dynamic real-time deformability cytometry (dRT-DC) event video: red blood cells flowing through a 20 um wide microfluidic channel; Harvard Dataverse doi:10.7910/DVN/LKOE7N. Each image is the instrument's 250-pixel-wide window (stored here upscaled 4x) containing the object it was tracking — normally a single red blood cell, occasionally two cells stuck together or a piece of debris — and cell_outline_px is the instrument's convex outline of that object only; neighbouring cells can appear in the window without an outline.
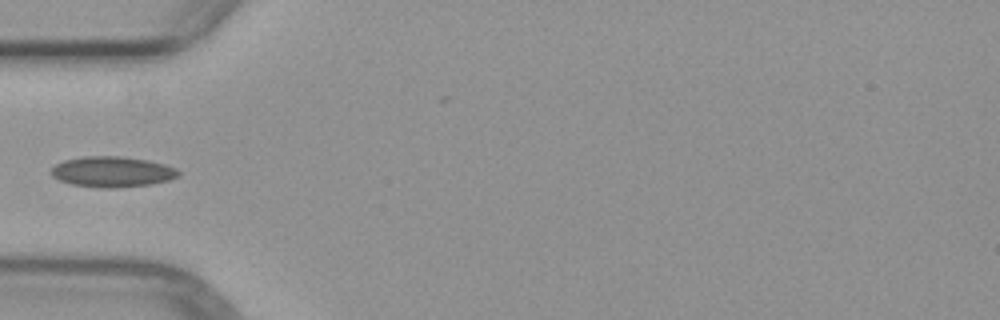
{"species": "common noctule bat (a hibernating species)", "species_latin": "Nyctalus noctula", "temperature_condition": "warm", "stored_images_in_passage": 4, "camera_frame_rate_fps": 3000, "um_per_image_px": 0.085, "animal": {"sex": "female", "body_mass_g": 29.2, "forearm_length_mm": 56.3}, "frame": {"image": 1, "passage_image": 3, "time_ms": 3.333, "image_size_px": [1000, 320], "cell_outline_px": [[180, 176], [168, 180], [152, 184], [116, 188], [104, 188], [72, 184], [60, 180], [52, 176], [48, 172], [56, 164], [64, 160], [84, 156], [120, 156], [148, 160], [164, 164], [176, 168], [180, 172]], "centroid_in_image_um": [9.55, 14.6], "position_along_channel_um": 75.5, "area_um2": 22.77}}
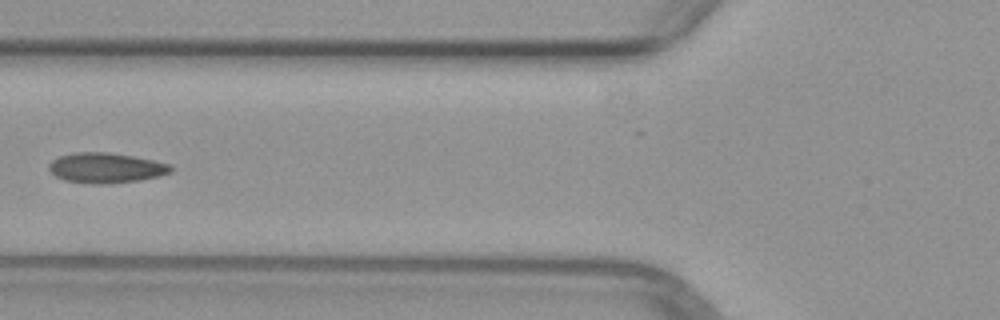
{"frame": {"image": 2, "passage_image": 4, "time_ms": 4.333, "image_size_px": [1000, 320], "cell_outline_px": [[172, 172], [160, 176], [140, 180], [112, 184], [92, 184], [64, 180], [56, 176], [48, 168], [48, 164], [52, 160], [60, 156], [76, 152], [108, 152], [132, 156], [152, 160], [168, 164], [172, 168]], "centroid_in_image_um": [8.99, 14.28], "position_along_channel_um": 116.8, "area_um2": 21.44}}